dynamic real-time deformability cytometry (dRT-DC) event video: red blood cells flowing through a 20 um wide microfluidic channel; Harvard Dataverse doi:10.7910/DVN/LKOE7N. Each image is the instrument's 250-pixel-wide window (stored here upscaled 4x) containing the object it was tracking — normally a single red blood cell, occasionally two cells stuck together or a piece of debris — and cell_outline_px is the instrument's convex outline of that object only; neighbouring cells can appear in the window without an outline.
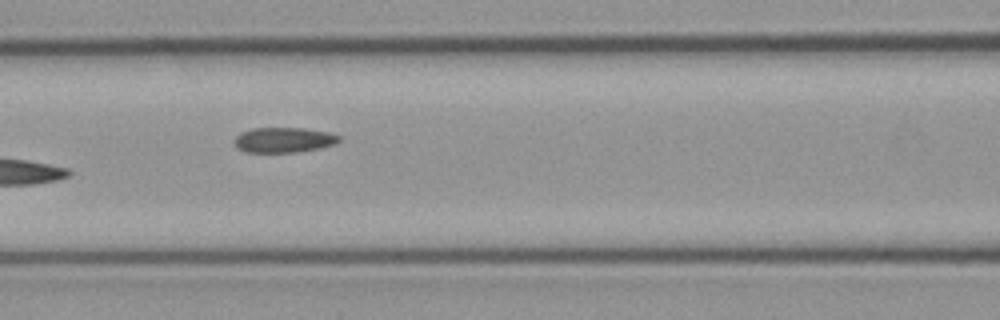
{"species": "common noctule bat (a hibernating species)", "species_latin": "Nyctalus noctula", "temperature_condition": "cold", "stored_images_in_passage": 6, "camera_frame_rate_fps": 3000, "um_per_image_px": 0.085, "animal": {"sex": "male", "body_mass_g": 23.1, "forearm_length_mm": 52.7}, "frame": {"image": 1, "passage_image": 5, "time_ms": 1.333, "image_size_px": [1000, 320], "cell_outline_px": [[340, 140], [336, 144], [320, 148], [296, 152], [244, 152], [236, 148], [232, 140], [240, 132], [252, 128], [304, 128], [328, 132], [340, 136]], "centroid_in_image_um": [24.08, 11.89], "position_along_channel_um": 142.5, "area_um2": 15.55}}
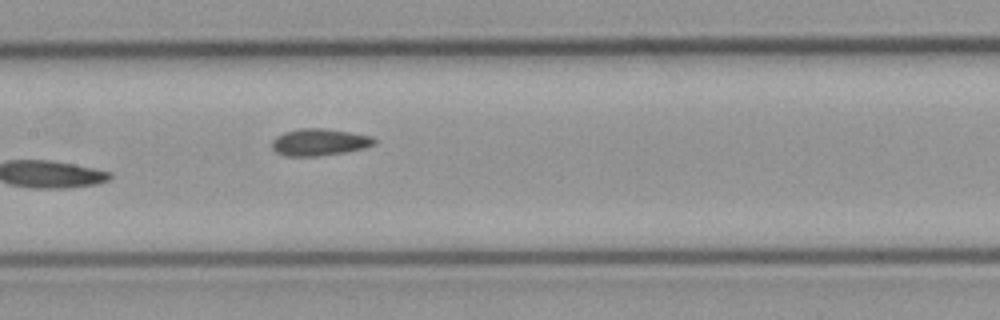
{"frame": {"image": 2, "passage_image": 6, "time_ms": 1.667, "image_size_px": [1000, 320], "cell_outline_px": [[376, 140], [372, 144], [364, 148], [344, 152], [316, 156], [288, 156], [276, 152], [272, 148], [272, 140], [276, 136], [284, 132], [300, 128], [324, 128], [372, 136]], "centroid_in_image_um": [27.1, 12.08], "position_along_channel_um": 180.3, "area_um2": 15.9}}